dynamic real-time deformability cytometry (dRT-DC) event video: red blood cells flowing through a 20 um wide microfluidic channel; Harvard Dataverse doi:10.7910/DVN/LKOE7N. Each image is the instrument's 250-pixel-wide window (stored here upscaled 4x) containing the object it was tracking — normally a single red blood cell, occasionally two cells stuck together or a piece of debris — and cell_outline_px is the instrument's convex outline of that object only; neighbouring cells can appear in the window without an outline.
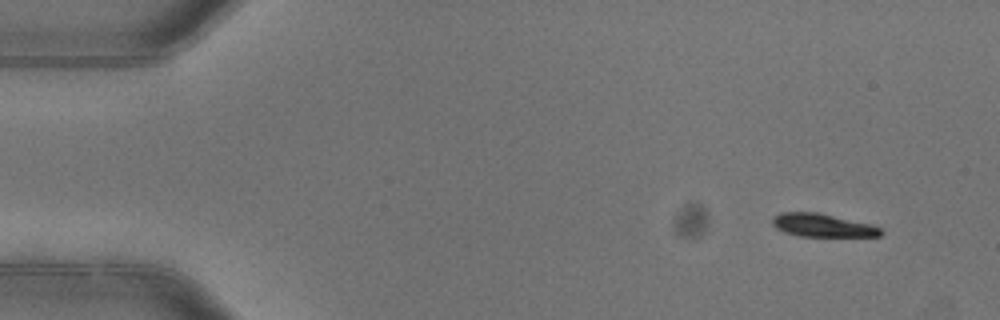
{"species": "common noctule bat (a hibernating species)", "species_latin": "Nyctalus noctula", "temperature_condition": "warm", "stored_images_in_passage": 4, "camera_frame_rate_fps": 3000, "um_per_image_px": 0.085, "animal": {"sex": "female"}, "frame": {"image": 1, "passage_image": 1, "time_ms": 0.0, "image_size_px": [1000, 320], "cell_outline_px": [[884, 232], [880, 236], [800, 236], [784, 232], [776, 228], [772, 224], [772, 216], [780, 212], [816, 212], [872, 224], [880, 228]], "centroid_in_image_um": [69.89, 19.14], "position_along_channel_um": 15.1, "area_um2": 14.62}}
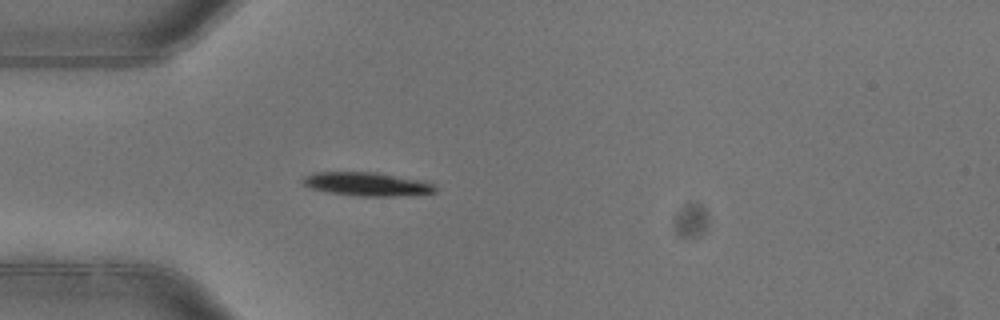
{"frame": {"image": 2, "passage_image": 4, "time_ms": 1.0, "image_size_px": [1000, 320], "cell_outline_px": [[436, 192], [392, 196], [360, 196], [328, 192], [308, 188], [300, 180], [304, 176], [312, 172], [376, 172], [424, 180], [436, 184]], "centroid_in_image_um": [31.18, 15.63], "position_along_channel_um": 53.8, "area_um2": 18.38}}